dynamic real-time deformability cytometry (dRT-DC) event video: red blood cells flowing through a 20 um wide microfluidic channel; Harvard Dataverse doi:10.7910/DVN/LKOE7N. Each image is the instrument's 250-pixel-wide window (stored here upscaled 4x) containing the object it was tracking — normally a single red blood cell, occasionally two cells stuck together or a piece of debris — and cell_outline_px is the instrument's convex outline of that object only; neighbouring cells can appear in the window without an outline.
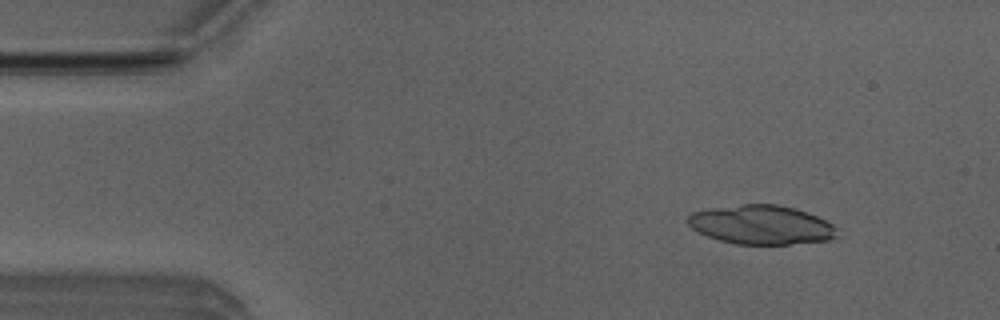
{"species": "Egyptian fruit bat (a non-hibernating species)", "species_latin": "Rousettus aegyptiacus", "temperature_condition": "room temperature", "stored_images_in_passage": 5, "camera_frame_rate_fps": 3000, "um_per_image_px": 0.085, "animal": {"sex": "male"}, "frame": {"image": 1, "passage_image": 2, "time_ms": 0.333, "image_size_px": [1000, 320], "cell_outline_px": [[836, 236], [828, 240], [788, 244], [736, 244], [720, 240], [708, 236], [692, 228], [688, 224], [688, 216], [692, 212], [712, 208], [744, 204], [776, 204], [796, 208], [808, 212], [832, 224], [836, 228]], "centroid_in_image_um": [64.71, 19.1], "position_along_channel_um": 20.3, "area_um2": 33.7}}